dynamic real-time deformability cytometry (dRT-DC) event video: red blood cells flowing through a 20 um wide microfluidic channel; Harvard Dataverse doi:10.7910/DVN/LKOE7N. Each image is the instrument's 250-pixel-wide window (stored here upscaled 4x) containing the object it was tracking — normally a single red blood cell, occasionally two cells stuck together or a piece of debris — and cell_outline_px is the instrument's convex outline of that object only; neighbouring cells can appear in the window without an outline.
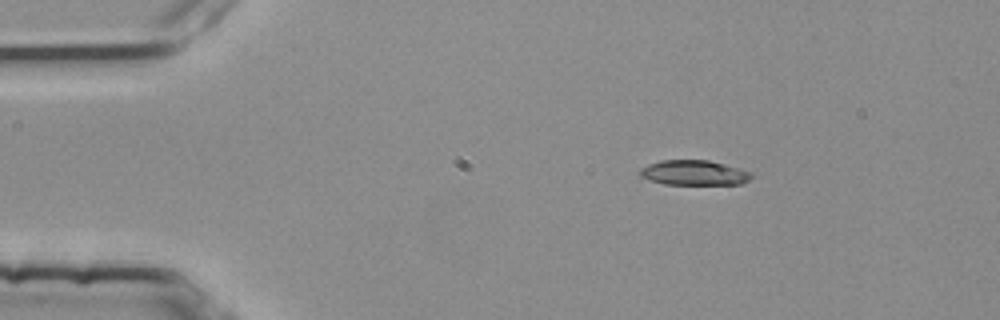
{"species": "common noctule bat (a hibernating species)", "species_latin": "Nyctalus noctula", "temperature_condition": "room temperature", "stored_images_in_passage": 46, "camera_frame_rate_fps": 3000, "um_per_image_px": 0.085, "animal": {"sex": "female", "body_mass_g": 25.1}, "frame": {"image": 1, "passage_image": 1, "time_ms": 0.0, "image_size_px": [1000, 320], "cell_outline_px": [[752, 176], [748, 180], [740, 184], [664, 184], [648, 180], [640, 176], [640, 168], [648, 164], [660, 160], [708, 160], [740, 168], [752, 172]], "centroid_in_image_um": [58.97, 14.68], "position_along_channel_um": 26.0, "area_um2": 16.24}}
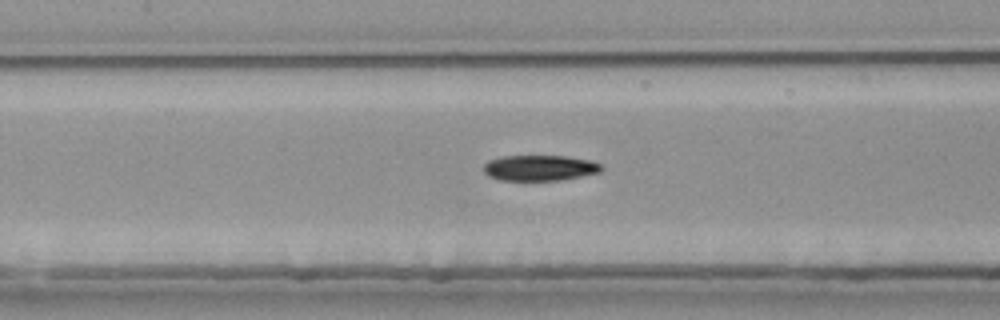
{"frame": {"image": 2, "passage_image": 17, "time_ms": 5.333, "image_size_px": [1000, 320], "cell_outline_px": [[604, 168], [600, 172], [560, 180], [500, 180], [488, 176], [484, 172], [484, 164], [488, 160], [500, 156], [564, 156], [592, 160], [600, 164]], "centroid_in_image_um": [45.86, 14.26], "position_along_channel_um": 161.5, "area_um2": 17.63}}
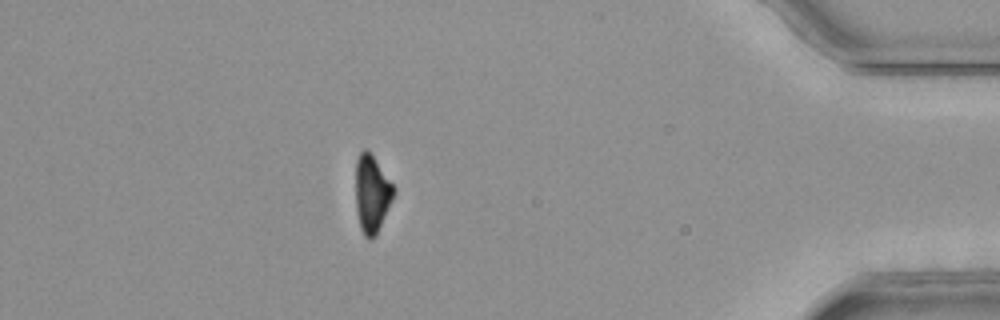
{"frame": {"image": 3, "passage_image": 40, "time_ms": 13.0, "image_size_px": [1000, 320], "cell_outline_px": [[396, 192], [376, 236], [372, 240], [368, 240], [364, 236], [360, 228], [356, 208], [356, 160], [360, 152], [364, 148], [368, 148], [396, 188]], "centroid_in_image_um": [31.62, 16.47], "position_along_channel_um": 403.6, "area_um2": 17.51}, "authors_computed_cell_mechanics": {"area_um2": 17.7157, "velocity_mm_per_s": 3.8024, "shape_relaxation_time_tau1_ms": 6.9441, "shape_relaxation_time_tau2_ms": 8.5712, "deformation_change_tau1": 0.1926, "deformation_change_tau2": 0.1574}}